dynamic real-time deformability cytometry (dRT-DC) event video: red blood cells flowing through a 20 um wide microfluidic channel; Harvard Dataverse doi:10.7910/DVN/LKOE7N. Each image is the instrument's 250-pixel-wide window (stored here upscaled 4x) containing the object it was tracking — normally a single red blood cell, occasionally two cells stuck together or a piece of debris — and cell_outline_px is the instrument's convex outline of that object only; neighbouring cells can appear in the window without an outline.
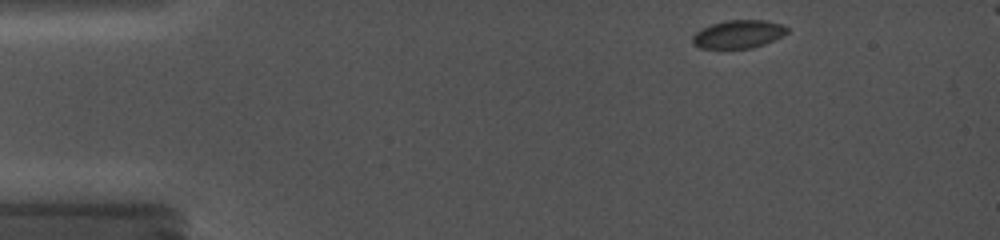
{"species": "common noctule bat (a hibernating species)", "species_latin": "Nyctalus noctula", "temperature_condition": "cold", "stored_images_in_passage": 41, "camera_frame_rate_fps": 5000, "um_per_image_px": 0.085, "animal": {"sex": "female", "body_mass_g": 19.0, "forearm_length_mm": 56.7}, "frame": {"image": 1, "passage_image": 1, "time_ms": 0.0, "image_size_px": [1000, 240], "cell_outline_px": [[788, 32], [784, 36], [764, 44], [752, 48], [700, 48], [692, 44], [692, 36], [700, 28], [712, 24], [728, 20], [768, 20], [784, 24], [788, 28]], "centroid_in_image_um": [62.79, 2.9], "position_along_channel_um": 22.2, "area_um2": 15.72}}
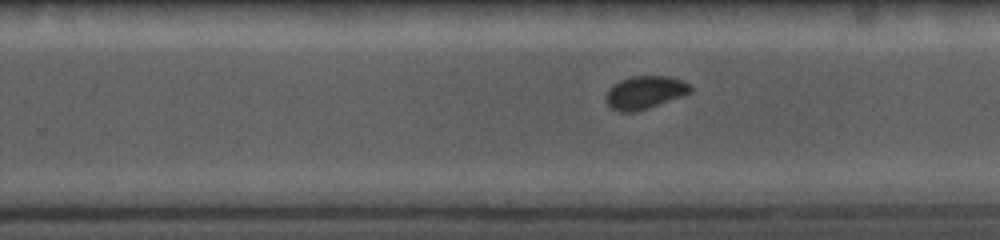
{"frame": {"image": 2, "passage_image": 23, "time_ms": 8.8, "image_size_px": [1000, 240], "cell_outline_px": [[692, 92], [648, 108], [636, 112], [620, 112], [612, 108], [604, 100], [604, 96], [608, 88], [620, 80], [632, 76], [672, 76], [684, 80], [692, 84]], "centroid_in_image_um": [54.82, 7.84], "position_along_channel_um": 275.0, "area_um2": 16.47}}
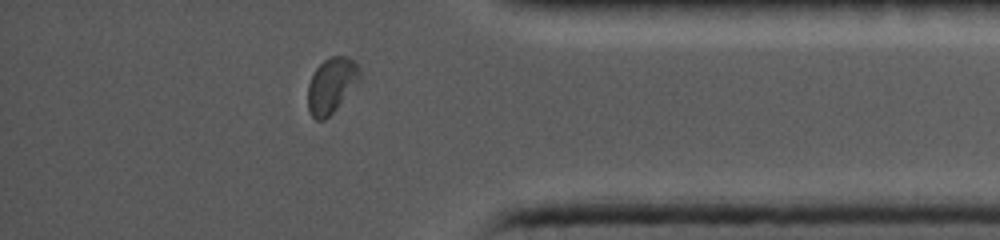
{"frame": {"image": 3, "passage_image": 34, "time_ms": 12.4, "image_size_px": [1000, 240], "cell_outline_px": [[360, 80], [336, 108], [324, 120], [316, 120], [312, 116], [308, 108], [308, 84], [316, 68], [324, 60], [332, 56], [348, 56], [360, 68]], "centroid_in_image_um": [28.17, 7.24], "position_along_channel_um": 407.0, "area_um2": 16.47}}